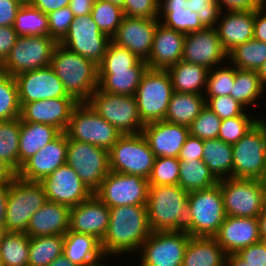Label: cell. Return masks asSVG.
Segmentation results:
<instances>
[{
	"label": "cell",
	"mask_w": 266,
	"mask_h": 266,
	"mask_svg": "<svg viewBox=\"0 0 266 266\" xmlns=\"http://www.w3.org/2000/svg\"><path fill=\"white\" fill-rule=\"evenodd\" d=\"M110 209L108 230L101 248L110 260L115 256L137 254L152 233L146 205L117 206Z\"/></svg>",
	"instance_id": "6da1fadb"
},
{
	"label": "cell",
	"mask_w": 266,
	"mask_h": 266,
	"mask_svg": "<svg viewBox=\"0 0 266 266\" xmlns=\"http://www.w3.org/2000/svg\"><path fill=\"white\" fill-rule=\"evenodd\" d=\"M189 193L179 185L149 186L146 209L152 232H183L192 237Z\"/></svg>",
	"instance_id": "7a4b0ae2"
},
{
	"label": "cell",
	"mask_w": 266,
	"mask_h": 266,
	"mask_svg": "<svg viewBox=\"0 0 266 266\" xmlns=\"http://www.w3.org/2000/svg\"><path fill=\"white\" fill-rule=\"evenodd\" d=\"M69 96L78 103H87L98 88V65L61 44L53 51L51 64Z\"/></svg>",
	"instance_id": "3957f363"
},
{
	"label": "cell",
	"mask_w": 266,
	"mask_h": 266,
	"mask_svg": "<svg viewBox=\"0 0 266 266\" xmlns=\"http://www.w3.org/2000/svg\"><path fill=\"white\" fill-rule=\"evenodd\" d=\"M47 201L41 182L15 176L8 184L7 210L3 222L6 231L26 233L31 216Z\"/></svg>",
	"instance_id": "277c9868"
},
{
	"label": "cell",
	"mask_w": 266,
	"mask_h": 266,
	"mask_svg": "<svg viewBox=\"0 0 266 266\" xmlns=\"http://www.w3.org/2000/svg\"><path fill=\"white\" fill-rule=\"evenodd\" d=\"M87 103L122 135L142 133L145 124L140 118L135 96L111 94L97 88Z\"/></svg>",
	"instance_id": "5b68a950"
},
{
	"label": "cell",
	"mask_w": 266,
	"mask_h": 266,
	"mask_svg": "<svg viewBox=\"0 0 266 266\" xmlns=\"http://www.w3.org/2000/svg\"><path fill=\"white\" fill-rule=\"evenodd\" d=\"M173 92L167 71L147 69L134 95L144 124L165 120Z\"/></svg>",
	"instance_id": "8992f818"
},
{
	"label": "cell",
	"mask_w": 266,
	"mask_h": 266,
	"mask_svg": "<svg viewBox=\"0 0 266 266\" xmlns=\"http://www.w3.org/2000/svg\"><path fill=\"white\" fill-rule=\"evenodd\" d=\"M218 184L227 216L258 218L264 211L266 188L258 180L226 178Z\"/></svg>",
	"instance_id": "52a82bcc"
},
{
	"label": "cell",
	"mask_w": 266,
	"mask_h": 266,
	"mask_svg": "<svg viewBox=\"0 0 266 266\" xmlns=\"http://www.w3.org/2000/svg\"><path fill=\"white\" fill-rule=\"evenodd\" d=\"M57 44L50 36H19L0 71L15 77L26 71L47 67L51 64Z\"/></svg>",
	"instance_id": "ba28073f"
},
{
	"label": "cell",
	"mask_w": 266,
	"mask_h": 266,
	"mask_svg": "<svg viewBox=\"0 0 266 266\" xmlns=\"http://www.w3.org/2000/svg\"><path fill=\"white\" fill-rule=\"evenodd\" d=\"M108 152L110 171L149 178L155 155L142 133L122 135Z\"/></svg>",
	"instance_id": "9c48e42d"
},
{
	"label": "cell",
	"mask_w": 266,
	"mask_h": 266,
	"mask_svg": "<svg viewBox=\"0 0 266 266\" xmlns=\"http://www.w3.org/2000/svg\"><path fill=\"white\" fill-rule=\"evenodd\" d=\"M71 140L89 143L109 151L122 134L99 116L88 103H79L73 110L65 131Z\"/></svg>",
	"instance_id": "30bf717a"
},
{
	"label": "cell",
	"mask_w": 266,
	"mask_h": 266,
	"mask_svg": "<svg viewBox=\"0 0 266 266\" xmlns=\"http://www.w3.org/2000/svg\"><path fill=\"white\" fill-rule=\"evenodd\" d=\"M192 237H214L227 216L220 185L189 193Z\"/></svg>",
	"instance_id": "8fae6325"
},
{
	"label": "cell",
	"mask_w": 266,
	"mask_h": 266,
	"mask_svg": "<svg viewBox=\"0 0 266 266\" xmlns=\"http://www.w3.org/2000/svg\"><path fill=\"white\" fill-rule=\"evenodd\" d=\"M233 178L261 177L266 152V118H261L237 143L232 144Z\"/></svg>",
	"instance_id": "7c38bea8"
},
{
	"label": "cell",
	"mask_w": 266,
	"mask_h": 266,
	"mask_svg": "<svg viewBox=\"0 0 266 266\" xmlns=\"http://www.w3.org/2000/svg\"><path fill=\"white\" fill-rule=\"evenodd\" d=\"M68 164L94 193L110 172L109 152L95 145L68 138Z\"/></svg>",
	"instance_id": "4fadbf2b"
},
{
	"label": "cell",
	"mask_w": 266,
	"mask_h": 266,
	"mask_svg": "<svg viewBox=\"0 0 266 266\" xmlns=\"http://www.w3.org/2000/svg\"><path fill=\"white\" fill-rule=\"evenodd\" d=\"M190 237L183 232H152L136 255L140 261L137 263L139 266H182Z\"/></svg>",
	"instance_id": "5bb4252c"
},
{
	"label": "cell",
	"mask_w": 266,
	"mask_h": 266,
	"mask_svg": "<svg viewBox=\"0 0 266 266\" xmlns=\"http://www.w3.org/2000/svg\"><path fill=\"white\" fill-rule=\"evenodd\" d=\"M148 189V179L140 175L110 171L94 195L108 208L146 205Z\"/></svg>",
	"instance_id": "9a60e30c"
},
{
	"label": "cell",
	"mask_w": 266,
	"mask_h": 266,
	"mask_svg": "<svg viewBox=\"0 0 266 266\" xmlns=\"http://www.w3.org/2000/svg\"><path fill=\"white\" fill-rule=\"evenodd\" d=\"M110 42L111 38L100 31L89 14L74 17L59 44L99 65Z\"/></svg>",
	"instance_id": "2e32d148"
},
{
	"label": "cell",
	"mask_w": 266,
	"mask_h": 266,
	"mask_svg": "<svg viewBox=\"0 0 266 266\" xmlns=\"http://www.w3.org/2000/svg\"><path fill=\"white\" fill-rule=\"evenodd\" d=\"M182 60L199 64L209 70L227 63L228 52L222 46L217 29L205 27L186 34Z\"/></svg>",
	"instance_id": "e0dca14e"
},
{
	"label": "cell",
	"mask_w": 266,
	"mask_h": 266,
	"mask_svg": "<svg viewBox=\"0 0 266 266\" xmlns=\"http://www.w3.org/2000/svg\"><path fill=\"white\" fill-rule=\"evenodd\" d=\"M41 183L48 201L70 208L88 200L94 194L68 164L57 168Z\"/></svg>",
	"instance_id": "ac0fdd59"
},
{
	"label": "cell",
	"mask_w": 266,
	"mask_h": 266,
	"mask_svg": "<svg viewBox=\"0 0 266 266\" xmlns=\"http://www.w3.org/2000/svg\"><path fill=\"white\" fill-rule=\"evenodd\" d=\"M15 80L18 88L19 103L71 97L67 94L63 83L50 65L20 73L15 76Z\"/></svg>",
	"instance_id": "d6986e66"
},
{
	"label": "cell",
	"mask_w": 266,
	"mask_h": 266,
	"mask_svg": "<svg viewBox=\"0 0 266 266\" xmlns=\"http://www.w3.org/2000/svg\"><path fill=\"white\" fill-rule=\"evenodd\" d=\"M159 18L145 19L124 16L111 41L128 49L140 60L147 61L152 49L155 29Z\"/></svg>",
	"instance_id": "ffe728a7"
},
{
	"label": "cell",
	"mask_w": 266,
	"mask_h": 266,
	"mask_svg": "<svg viewBox=\"0 0 266 266\" xmlns=\"http://www.w3.org/2000/svg\"><path fill=\"white\" fill-rule=\"evenodd\" d=\"M68 137L61 132L54 140L27 159L16 176L27 181L41 182L60 166L66 164Z\"/></svg>",
	"instance_id": "44dd1931"
},
{
	"label": "cell",
	"mask_w": 266,
	"mask_h": 266,
	"mask_svg": "<svg viewBox=\"0 0 266 266\" xmlns=\"http://www.w3.org/2000/svg\"><path fill=\"white\" fill-rule=\"evenodd\" d=\"M79 103L72 97H59L20 103L23 122H37L54 126L65 132L74 108Z\"/></svg>",
	"instance_id": "7402d4cb"
},
{
	"label": "cell",
	"mask_w": 266,
	"mask_h": 266,
	"mask_svg": "<svg viewBox=\"0 0 266 266\" xmlns=\"http://www.w3.org/2000/svg\"><path fill=\"white\" fill-rule=\"evenodd\" d=\"M110 209L94 194L70 208L69 231L88 234L102 241L109 224Z\"/></svg>",
	"instance_id": "603a6c76"
},
{
	"label": "cell",
	"mask_w": 266,
	"mask_h": 266,
	"mask_svg": "<svg viewBox=\"0 0 266 266\" xmlns=\"http://www.w3.org/2000/svg\"><path fill=\"white\" fill-rule=\"evenodd\" d=\"M142 134L155 157L178 158L189 136V128L162 120L145 124Z\"/></svg>",
	"instance_id": "cb8c5ba5"
},
{
	"label": "cell",
	"mask_w": 266,
	"mask_h": 266,
	"mask_svg": "<svg viewBox=\"0 0 266 266\" xmlns=\"http://www.w3.org/2000/svg\"><path fill=\"white\" fill-rule=\"evenodd\" d=\"M227 255L261 241L258 218L226 216L214 236Z\"/></svg>",
	"instance_id": "d4e9b609"
},
{
	"label": "cell",
	"mask_w": 266,
	"mask_h": 266,
	"mask_svg": "<svg viewBox=\"0 0 266 266\" xmlns=\"http://www.w3.org/2000/svg\"><path fill=\"white\" fill-rule=\"evenodd\" d=\"M186 34L158 23L148 60L151 70L167 71L182 60Z\"/></svg>",
	"instance_id": "484cf974"
},
{
	"label": "cell",
	"mask_w": 266,
	"mask_h": 266,
	"mask_svg": "<svg viewBox=\"0 0 266 266\" xmlns=\"http://www.w3.org/2000/svg\"><path fill=\"white\" fill-rule=\"evenodd\" d=\"M255 11L221 12L216 29L222 46L229 53L237 45L253 39Z\"/></svg>",
	"instance_id": "4316f807"
},
{
	"label": "cell",
	"mask_w": 266,
	"mask_h": 266,
	"mask_svg": "<svg viewBox=\"0 0 266 266\" xmlns=\"http://www.w3.org/2000/svg\"><path fill=\"white\" fill-rule=\"evenodd\" d=\"M70 207L47 201L32 216L27 226L29 237L65 235L69 231Z\"/></svg>",
	"instance_id": "83f0119b"
},
{
	"label": "cell",
	"mask_w": 266,
	"mask_h": 266,
	"mask_svg": "<svg viewBox=\"0 0 266 266\" xmlns=\"http://www.w3.org/2000/svg\"><path fill=\"white\" fill-rule=\"evenodd\" d=\"M63 254L77 266H89L106 257L100 240L92 235L72 231L64 235Z\"/></svg>",
	"instance_id": "f1b7e54d"
},
{
	"label": "cell",
	"mask_w": 266,
	"mask_h": 266,
	"mask_svg": "<svg viewBox=\"0 0 266 266\" xmlns=\"http://www.w3.org/2000/svg\"><path fill=\"white\" fill-rule=\"evenodd\" d=\"M147 69L146 61L141 60L135 67L129 69L98 72V88L111 94L134 96Z\"/></svg>",
	"instance_id": "f546056e"
},
{
	"label": "cell",
	"mask_w": 266,
	"mask_h": 266,
	"mask_svg": "<svg viewBox=\"0 0 266 266\" xmlns=\"http://www.w3.org/2000/svg\"><path fill=\"white\" fill-rule=\"evenodd\" d=\"M226 257L214 237H190L182 266H225Z\"/></svg>",
	"instance_id": "4dcf8cb0"
},
{
	"label": "cell",
	"mask_w": 266,
	"mask_h": 266,
	"mask_svg": "<svg viewBox=\"0 0 266 266\" xmlns=\"http://www.w3.org/2000/svg\"><path fill=\"white\" fill-rule=\"evenodd\" d=\"M175 92L204 95L209 69L180 60L167 70Z\"/></svg>",
	"instance_id": "1f68e13d"
},
{
	"label": "cell",
	"mask_w": 266,
	"mask_h": 266,
	"mask_svg": "<svg viewBox=\"0 0 266 266\" xmlns=\"http://www.w3.org/2000/svg\"><path fill=\"white\" fill-rule=\"evenodd\" d=\"M61 132L54 126L21 121L19 139V170L21 165Z\"/></svg>",
	"instance_id": "d6a6232c"
},
{
	"label": "cell",
	"mask_w": 266,
	"mask_h": 266,
	"mask_svg": "<svg viewBox=\"0 0 266 266\" xmlns=\"http://www.w3.org/2000/svg\"><path fill=\"white\" fill-rule=\"evenodd\" d=\"M206 106L204 95L173 92L165 121L189 126Z\"/></svg>",
	"instance_id": "836d02e7"
},
{
	"label": "cell",
	"mask_w": 266,
	"mask_h": 266,
	"mask_svg": "<svg viewBox=\"0 0 266 266\" xmlns=\"http://www.w3.org/2000/svg\"><path fill=\"white\" fill-rule=\"evenodd\" d=\"M202 160L219 181L233 178L232 144L219 138L204 140Z\"/></svg>",
	"instance_id": "e575fe53"
},
{
	"label": "cell",
	"mask_w": 266,
	"mask_h": 266,
	"mask_svg": "<svg viewBox=\"0 0 266 266\" xmlns=\"http://www.w3.org/2000/svg\"><path fill=\"white\" fill-rule=\"evenodd\" d=\"M265 89L263 88L258 72L255 70H242L235 68V80L230 96L248 108L259 104V99H264ZM249 106V107H248Z\"/></svg>",
	"instance_id": "d590c367"
},
{
	"label": "cell",
	"mask_w": 266,
	"mask_h": 266,
	"mask_svg": "<svg viewBox=\"0 0 266 266\" xmlns=\"http://www.w3.org/2000/svg\"><path fill=\"white\" fill-rule=\"evenodd\" d=\"M178 185L186 192L210 188L219 183L203 160H180Z\"/></svg>",
	"instance_id": "8d00e7d4"
},
{
	"label": "cell",
	"mask_w": 266,
	"mask_h": 266,
	"mask_svg": "<svg viewBox=\"0 0 266 266\" xmlns=\"http://www.w3.org/2000/svg\"><path fill=\"white\" fill-rule=\"evenodd\" d=\"M64 250V235L30 237L28 266H48Z\"/></svg>",
	"instance_id": "74e56055"
},
{
	"label": "cell",
	"mask_w": 266,
	"mask_h": 266,
	"mask_svg": "<svg viewBox=\"0 0 266 266\" xmlns=\"http://www.w3.org/2000/svg\"><path fill=\"white\" fill-rule=\"evenodd\" d=\"M229 62L237 69L258 71L266 61V42L250 39L228 53Z\"/></svg>",
	"instance_id": "f35d334b"
},
{
	"label": "cell",
	"mask_w": 266,
	"mask_h": 266,
	"mask_svg": "<svg viewBox=\"0 0 266 266\" xmlns=\"http://www.w3.org/2000/svg\"><path fill=\"white\" fill-rule=\"evenodd\" d=\"M21 119L0 121V159L16 174L19 171Z\"/></svg>",
	"instance_id": "ab89813d"
},
{
	"label": "cell",
	"mask_w": 266,
	"mask_h": 266,
	"mask_svg": "<svg viewBox=\"0 0 266 266\" xmlns=\"http://www.w3.org/2000/svg\"><path fill=\"white\" fill-rule=\"evenodd\" d=\"M13 29L19 36H49L48 16L30 3L23 4L17 13Z\"/></svg>",
	"instance_id": "60d3db41"
},
{
	"label": "cell",
	"mask_w": 266,
	"mask_h": 266,
	"mask_svg": "<svg viewBox=\"0 0 266 266\" xmlns=\"http://www.w3.org/2000/svg\"><path fill=\"white\" fill-rule=\"evenodd\" d=\"M29 244L26 233L7 232L0 242L3 266H28Z\"/></svg>",
	"instance_id": "b9f144b4"
},
{
	"label": "cell",
	"mask_w": 266,
	"mask_h": 266,
	"mask_svg": "<svg viewBox=\"0 0 266 266\" xmlns=\"http://www.w3.org/2000/svg\"><path fill=\"white\" fill-rule=\"evenodd\" d=\"M159 20L164 26L184 34L205 28L198 13L185 8L159 9Z\"/></svg>",
	"instance_id": "7bdbcfd3"
},
{
	"label": "cell",
	"mask_w": 266,
	"mask_h": 266,
	"mask_svg": "<svg viewBox=\"0 0 266 266\" xmlns=\"http://www.w3.org/2000/svg\"><path fill=\"white\" fill-rule=\"evenodd\" d=\"M21 106L14 76L0 71V121L20 118Z\"/></svg>",
	"instance_id": "ee69618b"
},
{
	"label": "cell",
	"mask_w": 266,
	"mask_h": 266,
	"mask_svg": "<svg viewBox=\"0 0 266 266\" xmlns=\"http://www.w3.org/2000/svg\"><path fill=\"white\" fill-rule=\"evenodd\" d=\"M91 16L100 31L112 38L117 28L121 25L124 14L121 7L102 0H96Z\"/></svg>",
	"instance_id": "f6af8a7d"
},
{
	"label": "cell",
	"mask_w": 266,
	"mask_h": 266,
	"mask_svg": "<svg viewBox=\"0 0 266 266\" xmlns=\"http://www.w3.org/2000/svg\"><path fill=\"white\" fill-rule=\"evenodd\" d=\"M245 111L242 115L221 121L218 138L228 144L237 143L246 133H248L253 126L265 116L259 114L251 116Z\"/></svg>",
	"instance_id": "bcb514c9"
},
{
	"label": "cell",
	"mask_w": 266,
	"mask_h": 266,
	"mask_svg": "<svg viewBox=\"0 0 266 266\" xmlns=\"http://www.w3.org/2000/svg\"><path fill=\"white\" fill-rule=\"evenodd\" d=\"M225 64L209 70L204 97L230 95L235 80V67L229 61L228 65Z\"/></svg>",
	"instance_id": "7dc6e473"
},
{
	"label": "cell",
	"mask_w": 266,
	"mask_h": 266,
	"mask_svg": "<svg viewBox=\"0 0 266 266\" xmlns=\"http://www.w3.org/2000/svg\"><path fill=\"white\" fill-rule=\"evenodd\" d=\"M180 160L175 157H155L152 172L148 178L149 186L178 185Z\"/></svg>",
	"instance_id": "c3c4849f"
},
{
	"label": "cell",
	"mask_w": 266,
	"mask_h": 266,
	"mask_svg": "<svg viewBox=\"0 0 266 266\" xmlns=\"http://www.w3.org/2000/svg\"><path fill=\"white\" fill-rule=\"evenodd\" d=\"M141 60L128 49L109 43L104 58L98 65V72H113V70L135 67Z\"/></svg>",
	"instance_id": "681fc988"
},
{
	"label": "cell",
	"mask_w": 266,
	"mask_h": 266,
	"mask_svg": "<svg viewBox=\"0 0 266 266\" xmlns=\"http://www.w3.org/2000/svg\"><path fill=\"white\" fill-rule=\"evenodd\" d=\"M221 119L205 106L196 119L188 126L189 135L202 140L216 139L219 135Z\"/></svg>",
	"instance_id": "f907efd6"
},
{
	"label": "cell",
	"mask_w": 266,
	"mask_h": 266,
	"mask_svg": "<svg viewBox=\"0 0 266 266\" xmlns=\"http://www.w3.org/2000/svg\"><path fill=\"white\" fill-rule=\"evenodd\" d=\"M206 106L221 120L242 115L247 109L230 95L205 97Z\"/></svg>",
	"instance_id": "816d5d0a"
},
{
	"label": "cell",
	"mask_w": 266,
	"mask_h": 266,
	"mask_svg": "<svg viewBox=\"0 0 266 266\" xmlns=\"http://www.w3.org/2000/svg\"><path fill=\"white\" fill-rule=\"evenodd\" d=\"M47 16L49 36L59 43L67 34L75 16L68 6L50 12Z\"/></svg>",
	"instance_id": "f5cc1de1"
},
{
	"label": "cell",
	"mask_w": 266,
	"mask_h": 266,
	"mask_svg": "<svg viewBox=\"0 0 266 266\" xmlns=\"http://www.w3.org/2000/svg\"><path fill=\"white\" fill-rule=\"evenodd\" d=\"M187 9L198 13L204 27H216L221 13L217 0H187Z\"/></svg>",
	"instance_id": "db71d44e"
},
{
	"label": "cell",
	"mask_w": 266,
	"mask_h": 266,
	"mask_svg": "<svg viewBox=\"0 0 266 266\" xmlns=\"http://www.w3.org/2000/svg\"><path fill=\"white\" fill-rule=\"evenodd\" d=\"M160 0H125L124 16L153 19L159 18Z\"/></svg>",
	"instance_id": "11a10c76"
},
{
	"label": "cell",
	"mask_w": 266,
	"mask_h": 266,
	"mask_svg": "<svg viewBox=\"0 0 266 266\" xmlns=\"http://www.w3.org/2000/svg\"><path fill=\"white\" fill-rule=\"evenodd\" d=\"M236 255L248 266H263L266 263V244L260 241L239 250Z\"/></svg>",
	"instance_id": "9f6ffc18"
},
{
	"label": "cell",
	"mask_w": 266,
	"mask_h": 266,
	"mask_svg": "<svg viewBox=\"0 0 266 266\" xmlns=\"http://www.w3.org/2000/svg\"><path fill=\"white\" fill-rule=\"evenodd\" d=\"M221 12L256 11L266 6V0H217Z\"/></svg>",
	"instance_id": "6f0895ef"
},
{
	"label": "cell",
	"mask_w": 266,
	"mask_h": 266,
	"mask_svg": "<svg viewBox=\"0 0 266 266\" xmlns=\"http://www.w3.org/2000/svg\"><path fill=\"white\" fill-rule=\"evenodd\" d=\"M204 140L189 135L178 155L179 160H202Z\"/></svg>",
	"instance_id": "680465c9"
},
{
	"label": "cell",
	"mask_w": 266,
	"mask_h": 266,
	"mask_svg": "<svg viewBox=\"0 0 266 266\" xmlns=\"http://www.w3.org/2000/svg\"><path fill=\"white\" fill-rule=\"evenodd\" d=\"M18 37L13 26H0V66L4 63Z\"/></svg>",
	"instance_id": "91938a15"
},
{
	"label": "cell",
	"mask_w": 266,
	"mask_h": 266,
	"mask_svg": "<svg viewBox=\"0 0 266 266\" xmlns=\"http://www.w3.org/2000/svg\"><path fill=\"white\" fill-rule=\"evenodd\" d=\"M22 5L19 0H0V26H13Z\"/></svg>",
	"instance_id": "94428289"
},
{
	"label": "cell",
	"mask_w": 266,
	"mask_h": 266,
	"mask_svg": "<svg viewBox=\"0 0 266 266\" xmlns=\"http://www.w3.org/2000/svg\"><path fill=\"white\" fill-rule=\"evenodd\" d=\"M253 38L266 42V6L255 11Z\"/></svg>",
	"instance_id": "6125c7cd"
},
{
	"label": "cell",
	"mask_w": 266,
	"mask_h": 266,
	"mask_svg": "<svg viewBox=\"0 0 266 266\" xmlns=\"http://www.w3.org/2000/svg\"><path fill=\"white\" fill-rule=\"evenodd\" d=\"M70 0H32L30 4L46 15L50 12L67 7Z\"/></svg>",
	"instance_id": "be15d7a7"
},
{
	"label": "cell",
	"mask_w": 266,
	"mask_h": 266,
	"mask_svg": "<svg viewBox=\"0 0 266 266\" xmlns=\"http://www.w3.org/2000/svg\"><path fill=\"white\" fill-rule=\"evenodd\" d=\"M96 0H70L68 7L75 17L91 14Z\"/></svg>",
	"instance_id": "e7e4bbea"
},
{
	"label": "cell",
	"mask_w": 266,
	"mask_h": 266,
	"mask_svg": "<svg viewBox=\"0 0 266 266\" xmlns=\"http://www.w3.org/2000/svg\"><path fill=\"white\" fill-rule=\"evenodd\" d=\"M16 173L0 159V185H8L15 178Z\"/></svg>",
	"instance_id": "03108f58"
},
{
	"label": "cell",
	"mask_w": 266,
	"mask_h": 266,
	"mask_svg": "<svg viewBox=\"0 0 266 266\" xmlns=\"http://www.w3.org/2000/svg\"><path fill=\"white\" fill-rule=\"evenodd\" d=\"M8 185H0V222H4L7 210Z\"/></svg>",
	"instance_id": "003e7915"
},
{
	"label": "cell",
	"mask_w": 266,
	"mask_h": 266,
	"mask_svg": "<svg viewBox=\"0 0 266 266\" xmlns=\"http://www.w3.org/2000/svg\"><path fill=\"white\" fill-rule=\"evenodd\" d=\"M187 9V0H160L159 9Z\"/></svg>",
	"instance_id": "a7ac6f4b"
},
{
	"label": "cell",
	"mask_w": 266,
	"mask_h": 266,
	"mask_svg": "<svg viewBox=\"0 0 266 266\" xmlns=\"http://www.w3.org/2000/svg\"><path fill=\"white\" fill-rule=\"evenodd\" d=\"M259 235L261 241L266 240V204L264 211L258 216Z\"/></svg>",
	"instance_id": "89a4df30"
},
{
	"label": "cell",
	"mask_w": 266,
	"mask_h": 266,
	"mask_svg": "<svg viewBox=\"0 0 266 266\" xmlns=\"http://www.w3.org/2000/svg\"><path fill=\"white\" fill-rule=\"evenodd\" d=\"M225 266H248V264L241 260L236 254H229L226 257Z\"/></svg>",
	"instance_id": "2644e50d"
},
{
	"label": "cell",
	"mask_w": 266,
	"mask_h": 266,
	"mask_svg": "<svg viewBox=\"0 0 266 266\" xmlns=\"http://www.w3.org/2000/svg\"><path fill=\"white\" fill-rule=\"evenodd\" d=\"M48 266H77L73 264L64 254L55 258Z\"/></svg>",
	"instance_id": "8c879c8a"
},
{
	"label": "cell",
	"mask_w": 266,
	"mask_h": 266,
	"mask_svg": "<svg viewBox=\"0 0 266 266\" xmlns=\"http://www.w3.org/2000/svg\"><path fill=\"white\" fill-rule=\"evenodd\" d=\"M257 72L260 82L263 88L266 90V61L262 64V66L259 68Z\"/></svg>",
	"instance_id": "753ad0ef"
},
{
	"label": "cell",
	"mask_w": 266,
	"mask_h": 266,
	"mask_svg": "<svg viewBox=\"0 0 266 266\" xmlns=\"http://www.w3.org/2000/svg\"><path fill=\"white\" fill-rule=\"evenodd\" d=\"M258 181L266 188V152H265V161H264L261 177Z\"/></svg>",
	"instance_id": "34e18365"
},
{
	"label": "cell",
	"mask_w": 266,
	"mask_h": 266,
	"mask_svg": "<svg viewBox=\"0 0 266 266\" xmlns=\"http://www.w3.org/2000/svg\"><path fill=\"white\" fill-rule=\"evenodd\" d=\"M102 1L109 2L111 4L119 6L121 8H123L124 2H125V0H102Z\"/></svg>",
	"instance_id": "11e5206c"
},
{
	"label": "cell",
	"mask_w": 266,
	"mask_h": 266,
	"mask_svg": "<svg viewBox=\"0 0 266 266\" xmlns=\"http://www.w3.org/2000/svg\"><path fill=\"white\" fill-rule=\"evenodd\" d=\"M6 233L7 231L5 229V225L3 224V222H0V242Z\"/></svg>",
	"instance_id": "2a66077c"
},
{
	"label": "cell",
	"mask_w": 266,
	"mask_h": 266,
	"mask_svg": "<svg viewBox=\"0 0 266 266\" xmlns=\"http://www.w3.org/2000/svg\"><path fill=\"white\" fill-rule=\"evenodd\" d=\"M107 257H104L103 259H101L100 261H98V262H96V263H94V264H92V265H89V266H109V265H106V260H108V259H106Z\"/></svg>",
	"instance_id": "b9fcfbb0"
},
{
	"label": "cell",
	"mask_w": 266,
	"mask_h": 266,
	"mask_svg": "<svg viewBox=\"0 0 266 266\" xmlns=\"http://www.w3.org/2000/svg\"><path fill=\"white\" fill-rule=\"evenodd\" d=\"M20 2H22L23 4H28L30 3L32 0H19Z\"/></svg>",
	"instance_id": "09005b40"
},
{
	"label": "cell",
	"mask_w": 266,
	"mask_h": 266,
	"mask_svg": "<svg viewBox=\"0 0 266 266\" xmlns=\"http://www.w3.org/2000/svg\"><path fill=\"white\" fill-rule=\"evenodd\" d=\"M0 266H3V260H2L1 251H0Z\"/></svg>",
	"instance_id": "979ff035"
}]
</instances>
